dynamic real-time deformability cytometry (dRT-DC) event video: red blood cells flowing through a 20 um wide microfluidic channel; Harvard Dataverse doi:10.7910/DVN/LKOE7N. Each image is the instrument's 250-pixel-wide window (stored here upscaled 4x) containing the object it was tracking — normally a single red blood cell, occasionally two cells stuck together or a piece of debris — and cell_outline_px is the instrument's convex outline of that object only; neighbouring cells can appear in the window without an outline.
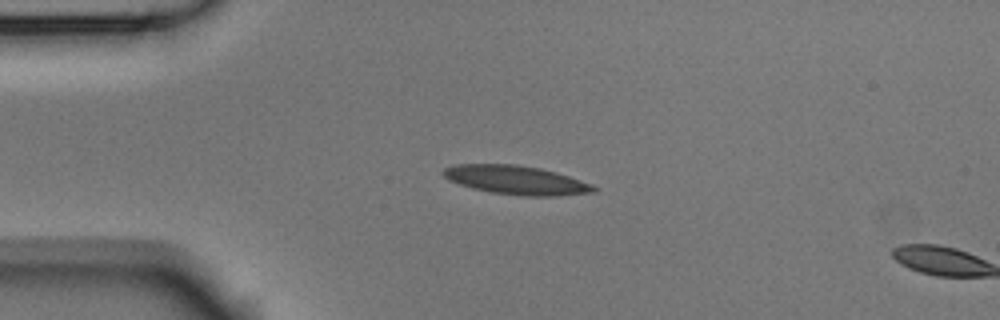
{"species": "Egyptian fruit bat (a non-hibernating species)", "species_latin": "Rousettus aegyptiacus", "temperature_condition": "room temperature", "stored_images_in_passage": 4, "camera_frame_rate_fps": 3000, "um_per_image_px": 0.085, "animal": {"sex": "male"}, "frame": {"image": 1, "passage_image": 3, "time_ms": 0.667, "image_size_px": [1000, 320], "cell_outline_px": [[600, 188], [596, 192], [556, 196], [524, 196], [492, 192], [472, 188], [448, 180], [440, 172], [444, 168], [456, 164], [516, 164], [540, 168], [556, 172], [592, 184]], "centroid_in_image_um": [43.89, 15.3], "position_along_channel_um": 41.1, "area_um2": 25.37}}